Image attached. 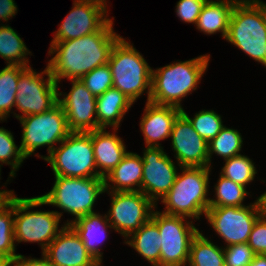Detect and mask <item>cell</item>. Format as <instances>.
<instances>
[{
  "label": "cell",
  "instance_id": "60d3db41",
  "mask_svg": "<svg viewBox=\"0 0 266 266\" xmlns=\"http://www.w3.org/2000/svg\"><path fill=\"white\" fill-rule=\"evenodd\" d=\"M257 199L260 215L266 218V192L261 194Z\"/></svg>",
  "mask_w": 266,
  "mask_h": 266
},
{
  "label": "cell",
  "instance_id": "603a6c76",
  "mask_svg": "<svg viewBox=\"0 0 266 266\" xmlns=\"http://www.w3.org/2000/svg\"><path fill=\"white\" fill-rule=\"evenodd\" d=\"M259 0H207L196 22V29L207 35L220 32L226 38L229 21L236 2H254Z\"/></svg>",
  "mask_w": 266,
  "mask_h": 266
},
{
  "label": "cell",
  "instance_id": "4dcf8cb0",
  "mask_svg": "<svg viewBox=\"0 0 266 266\" xmlns=\"http://www.w3.org/2000/svg\"><path fill=\"white\" fill-rule=\"evenodd\" d=\"M224 161L220 175L244 187L254 181L257 170L248 156L240 154Z\"/></svg>",
  "mask_w": 266,
  "mask_h": 266
},
{
  "label": "cell",
  "instance_id": "d4e9b609",
  "mask_svg": "<svg viewBox=\"0 0 266 266\" xmlns=\"http://www.w3.org/2000/svg\"><path fill=\"white\" fill-rule=\"evenodd\" d=\"M125 240V244L135 249L152 266H160V234L151 219Z\"/></svg>",
  "mask_w": 266,
  "mask_h": 266
},
{
  "label": "cell",
  "instance_id": "d6986e66",
  "mask_svg": "<svg viewBox=\"0 0 266 266\" xmlns=\"http://www.w3.org/2000/svg\"><path fill=\"white\" fill-rule=\"evenodd\" d=\"M181 112L177 107L146 102L140 121L146 146L161 147L159 141L170 138L173 123Z\"/></svg>",
  "mask_w": 266,
  "mask_h": 266
},
{
  "label": "cell",
  "instance_id": "9a60e30c",
  "mask_svg": "<svg viewBox=\"0 0 266 266\" xmlns=\"http://www.w3.org/2000/svg\"><path fill=\"white\" fill-rule=\"evenodd\" d=\"M69 81L72 88L68 94L58 91V103L65 112L68 129L82 133L101 129L97 124L96 97L81 80Z\"/></svg>",
  "mask_w": 266,
  "mask_h": 266
},
{
  "label": "cell",
  "instance_id": "f35d334b",
  "mask_svg": "<svg viewBox=\"0 0 266 266\" xmlns=\"http://www.w3.org/2000/svg\"><path fill=\"white\" fill-rule=\"evenodd\" d=\"M12 266H53L49 259L42 253L41 259L26 257L19 254L15 259L12 260Z\"/></svg>",
  "mask_w": 266,
  "mask_h": 266
},
{
  "label": "cell",
  "instance_id": "ffe728a7",
  "mask_svg": "<svg viewBox=\"0 0 266 266\" xmlns=\"http://www.w3.org/2000/svg\"><path fill=\"white\" fill-rule=\"evenodd\" d=\"M116 131L118 129H113L110 133L106 128H101L87 132L92 139L97 172L102 178L110 173L128 153L126 145L117 136Z\"/></svg>",
  "mask_w": 266,
  "mask_h": 266
},
{
  "label": "cell",
  "instance_id": "74e56055",
  "mask_svg": "<svg viewBox=\"0 0 266 266\" xmlns=\"http://www.w3.org/2000/svg\"><path fill=\"white\" fill-rule=\"evenodd\" d=\"M247 244L255 254L266 255V218L259 216L254 222Z\"/></svg>",
  "mask_w": 266,
  "mask_h": 266
},
{
  "label": "cell",
  "instance_id": "5bb4252c",
  "mask_svg": "<svg viewBox=\"0 0 266 266\" xmlns=\"http://www.w3.org/2000/svg\"><path fill=\"white\" fill-rule=\"evenodd\" d=\"M142 160L141 192L157 205L173 186L179 169L162 146H146Z\"/></svg>",
  "mask_w": 266,
  "mask_h": 266
},
{
  "label": "cell",
  "instance_id": "cb8c5ba5",
  "mask_svg": "<svg viewBox=\"0 0 266 266\" xmlns=\"http://www.w3.org/2000/svg\"><path fill=\"white\" fill-rule=\"evenodd\" d=\"M134 103L119 89L110 88L96 97L97 124L100 128L118 129ZM108 126V127H107Z\"/></svg>",
  "mask_w": 266,
  "mask_h": 266
},
{
  "label": "cell",
  "instance_id": "b9f144b4",
  "mask_svg": "<svg viewBox=\"0 0 266 266\" xmlns=\"http://www.w3.org/2000/svg\"><path fill=\"white\" fill-rule=\"evenodd\" d=\"M249 266H266V255L255 254Z\"/></svg>",
  "mask_w": 266,
  "mask_h": 266
},
{
  "label": "cell",
  "instance_id": "6da1fadb",
  "mask_svg": "<svg viewBox=\"0 0 266 266\" xmlns=\"http://www.w3.org/2000/svg\"><path fill=\"white\" fill-rule=\"evenodd\" d=\"M112 20L97 32L50 43L48 55L52 58L47 66L57 84L63 79L80 80L86 73L108 63L112 47L121 37L113 30Z\"/></svg>",
  "mask_w": 266,
  "mask_h": 266
},
{
  "label": "cell",
  "instance_id": "ba28073f",
  "mask_svg": "<svg viewBox=\"0 0 266 266\" xmlns=\"http://www.w3.org/2000/svg\"><path fill=\"white\" fill-rule=\"evenodd\" d=\"M44 160L54 176L101 177L96 168L92 139L88 133L71 132Z\"/></svg>",
  "mask_w": 266,
  "mask_h": 266
},
{
  "label": "cell",
  "instance_id": "8992f818",
  "mask_svg": "<svg viewBox=\"0 0 266 266\" xmlns=\"http://www.w3.org/2000/svg\"><path fill=\"white\" fill-rule=\"evenodd\" d=\"M46 205L39 197L20 198L14 194V240L15 243H38L42 253L65 226L59 228L63 212L32 211L34 207Z\"/></svg>",
  "mask_w": 266,
  "mask_h": 266
},
{
  "label": "cell",
  "instance_id": "8d00e7d4",
  "mask_svg": "<svg viewBox=\"0 0 266 266\" xmlns=\"http://www.w3.org/2000/svg\"><path fill=\"white\" fill-rule=\"evenodd\" d=\"M207 0H179L176 4V15L185 23L196 25L201 9Z\"/></svg>",
  "mask_w": 266,
  "mask_h": 266
},
{
  "label": "cell",
  "instance_id": "4fadbf2b",
  "mask_svg": "<svg viewBox=\"0 0 266 266\" xmlns=\"http://www.w3.org/2000/svg\"><path fill=\"white\" fill-rule=\"evenodd\" d=\"M111 199V207L107 213L113 230L126 239L147 223L156 205L141 191L107 192Z\"/></svg>",
  "mask_w": 266,
  "mask_h": 266
},
{
  "label": "cell",
  "instance_id": "277c9868",
  "mask_svg": "<svg viewBox=\"0 0 266 266\" xmlns=\"http://www.w3.org/2000/svg\"><path fill=\"white\" fill-rule=\"evenodd\" d=\"M108 65L113 77V88L119 89L133 103L146 91L149 102L153 68L133 44L120 37L112 47Z\"/></svg>",
  "mask_w": 266,
  "mask_h": 266
},
{
  "label": "cell",
  "instance_id": "f546056e",
  "mask_svg": "<svg viewBox=\"0 0 266 266\" xmlns=\"http://www.w3.org/2000/svg\"><path fill=\"white\" fill-rule=\"evenodd\" d=\"M215 188V199L210 198L209 207L236 206L243 207L244 199L250 192L246 191V187L233 182L230 179L219 175Z\"/></svg>",
  "mask_w": 266,
  "mask_h": 266
},
{
  "label": "cell",
  "instance_id": "9c48e42d",
  "mask_svg": "<svg viewBox=\"0 0 266 266\" xmlns=\"http://www.w3.org/2000/svg\"><path fill=\"white\" fill-rule=\"evenodd\" d=\"M18 120L23 129L20 148L26 158L35 154L44 159V156L36 155V149L48 146V156L56 147L54 144H60L71 133L59 103L44 113L19 117Z\"/></svg>",
  "mask_w": 266,
  "mask_h": 266
},
{
  "label": "cell",
  "instance_id": "2e32d148",
  "mask_svg": "<svg viewBox=\"0 0 266 266\" xmlns=\"http://www.w3.org/2000/svg\"><path fill=\"white\" fill-rule=\"evenodd\" d=\"M72 10L54 33L51 43L77 39L99 31L110 18L108 9L90 0H73Z\"/></svg>",
  "mask_w": 266,
  "mask_h": 266
},
{
  "label": "cell",
  "instance_id": "8fae6325",
  "mask_svg": "<svg viewBox=\"0 0 266 266\" xmlns=\"http://www.w3.org/2000/svg\"><path fill=\"white\" fill-rule=\"evenodd\" d=\"M26 67L18 80L15 107L21 114L11 112L15 118L41 114L58 103L59 84L52 77L49 67L38 73ZM47 76V79L44 77Z\"/></svg>",
  "mask_w": 266,
  "mask_h": 266
},
{
  "label": "cell",
  "instance_id": "7402d4cb",
  "mask_svg": "<svg viewBox=\"0 0 266 266\" xmlns=\"http://www.w3.org/2000/svg\"><path fill=\"white\" fill-rule=\"evenodd\" d=\"M69 225L78 234L90 255L101 265L103 252L100 251L102 248L99 246L108 237V228L113 229L107 214L103 216L96 212L89 213L72 221Z\"/></svg>",
  "mask_w": 266,
  "mask_h": 266
},
{
  "label": "cell",
  "instance_id": "d6a6232c",
  "mask_svg": "<svg viewBox=\"0 0 266 266\" xmlns=\"http://www.w3.org/2000/svg\"><path fill=\"white\" fill-rule=\"evenodd\" d=\"M182 113L189 119L194 130L209 143L219 132L225 127L221 116L214 110H201L195 113L194 117L189 115L182 109Z\"/></svg>",
  "mask_w": 266,
  "mask_h": 266
},
{
  "label": "cell",
  "instance_id": "e0dca14e",
  "mask_svg": "<svg viewBox=\"0 0 266 266\" xmlns=\"http://www.w3.org/2000/svg\"><path fill=\"white\" fill-rule=\"evenodd\" d=\"M170 137L179 168L209 167L208 143L194 130L182 112L173 123Z\"/></svg>",
  "mask_w": 266,
  "mask_h": 266
},
{
  "label": "cell",
  "instance_id": "52a82bcc",
  "mask_svg": "<svg viewBox=\"0 0 266 266\" xmlns=\"http://www.w3.org/2000/svg\"><path fill=\"white\" fill-rule=\"evenodd\" d=\"M104 178H76L55 176L54 185L48 193L39 196L47 205H53L75 216L65 225L94 212L99 195L105 193Z\"/></svg>",
  "mask_w": 266,
  "mask_h": 266
},
{
  "label": "cell",
  "instance_id": "7c38bea8",
  "mask_svg": "<svg viewBox=\"0 0 266 266\" xmlns=\"http://www.w3.org/2000/svg\"><path fill=\"white\" fill-rule=\"evenodd\" d=\"M260 216L257 200L243 207H209L205 213L207 222L227 246L247 243L254 222Z\"/></svg>",
  "mask_w": 266,
  "mask_h": 266
},
{
  "label": "cell",
  "instance_id": "7bdbcfd3",
  "mask_svg": "<svg viewBox=\"0 0 266 266\" xmlns=\"http://www.w3.org/2000/svg\"><path fill=\"white\" fill-rule=\"evenodd\" d=\"M13 193V190H0V207L10 198Z\"/></svg>",
  "mask_w": 266,
  "mask_h": 266
},
{
  "label": "cell",
  "instance_id": "f1b7e54d",
  "mask_svg": "<svg viewBox=\"0 0 266 266\" xmlns=\"http://www.w3.org/2000/svg\"><path fill=\"white\" fill-rule=\"evenodd\" d=\"M243 144L241 133L237 129L226 126L208 143L209 167L211 168L212 155L215 153L224 160L240 155Z\"/></svg>",
  "mask_w": 266,
  "mask_h": 266
},
{
  "label": "cell",
  "instance_id": "7a4b0ae2",
  "mask_svg": "<svg viewBox=\"0 0 266 266\" xmlns=\"http://www.w3.org/2000/svg\"><path fill=\"white\" fill-rule=\"evenodd\" d=\"M210 55H200L152 69L151 96L149 101L183 109L182 99L195 91L208 68Z\"/></svg>",
  "mask_w": 266,
  "mask_h": 266
},
{
  "label": "cell",
  "instance_id": "ab89813d",
  "mask_svg": "<svg viewBox=\"0 0 266 266\" xmlns=\"http://www.w3.org/2000/svg\"><path fill=\"white\" fill-rule=\"evenodd\" d=\"M18 7L14 0H0V20L7 22L17 14Z\"/></svg>",
  "mask_w": 266,
  "mask_h": 266
},
{
  "label": "cell",
  "instance_id": "5b68a950",
  "mask_svg": "<svg viewBox=\"0 0 266 266\" xmlns=\"http://www.w3.org/2000/svg\"><path fill=\"white\" fill-rule=\"evenodd\" d=\"M225 39L262 63L266 49V3L261 0L236 2Z\"/></svg>",
  "mask_w": 266,
  "mask_h": 266
},
{
  "label": "cell",
  "instance_id": "f6af8a7d",
  "mask_svg": "<svg viewBox=\"0 0 266 266\" xmlns=\"http://www.w3.org/2000/svg\"><path fill=\"white\" fill-rule=\"evenodd\" d=\"M90 1L98 3L107 9V2H106L107 0H90Z\"/></svg>",
  "mask_w": 266,
  "mask_h": 266
},
{
  "label": "cell",
  "instance_id": "836d02e7",
  "mask_svg": "<svg viewBox=\"0 0 266 266\" xmlns=\"http://www.w3.org/2000/svg\"><path fill=\"white\" fill-rule=\"evenodd\" d=\"M25 159L26 157L22 154L20 146L15 144L11 131L0 127V175L1 166L6 164L11 166L9 178H13Z\"/></svg>",
  "mask_w": 266,
  "mask_h": 266
},
{
  "label": "cell",
  "instance_id": "ee69618b",
  "mask_svg": "<svg viewBox=\"0 0 266 266\" xmlns=\"http://www.w3.org/2000/svg\"><path fill=\"white\" fill-rule=\"evenodd\" d=\"M0 266H12V259L2 252H0Z\"/></svg>",
  "mask_w": 266,
  "mask_h": 266
},
{
  "label": "cell",
  "instance_id": "ac0fdd59",
  "mask_svg": "<svg viewBox=\"0 0 266 266\" xmlns=\"http://www.w3.org/2000/svg\"><path fill=\"white\" fill-rule=\"evenodd\" d=\"M43 254L53 266H99L70 225H65Z\"/></svg>",
  "mask_w": 266,
  "mask_h": 266
},
{
  "label": "cell",
  "instance_id": "bcb514c9",
  "mask_svg": "<svg viewBox=\"0 0 266 266\" xmlns=\"http://www.w3.org/2000/svg\"><path fill=\"white\" fill-rule=\"evenodd\" d=\"M265 48H266V46H265ZM261 65H264V67L266 68V49H265L264 59H263V62L261 63Z\"/></svg>",
  "mask_w": 266,
  "mask_h": 266
},
{
  "label": "cell",
  "instance_id": "30bf717a",
  "mask_svg": "<svg viewBox=\"0 0 266 266\" xmlns=\"http://www.w3.org/2000/svg\"><path fill=\"white\" fill-rule=\"evenodd\" d=\"M187 217L153 211L151 220L160 234V266H186L192 239L199 229Z\"/></svg>",
  "mask_w": 266,
  "mask_h": 266
},
{
  "label": "cell",
  "instance_id": "d590c367",
  "mask_svg": "<svg viewBox=\"0 0 266 266\" xmlns=\"http://www.w3.org/2000/svg\"><path fill=\"white\" fill-rule=\"evenodd\" d=\"M226 266H249L255 253L247 243L233 244L224 247Z\"/></svg>",
  "mask_w": 266,
  "mask_h": 266
},
{
  "label": "cell",
  "instance_id": "e575fe53",
  "mask_svg": "<svg viewBox=\"0 0 266 266\" xmlns=\"http://www.w3.org/2000/svg\"><path fill=\"white\" fill-rule=\"evenodd\" d=\"M80 80L95 97L113 87V77L108 63L86 73Z\"/></svg>",
  "mask_w": 266,
  "mask_h": 266
},
{
  "label": "cell",
  "instance_id": "484cf974",
  "mask_svg": "<svg viewBox=\"0 0 266 266\" xmlns=\"http://www.w3.org/2000/svg\"><path fill=\"white\" fill-rule=\"evenodd\" d=\"M189 266H223L225 265L224 246L219 247L198 232L190 245Z\"/></svg>",
  "mask_w": 266,
  "mask_h": 266
},
{
  "label": "cell",
  "instance_id": "83f0119b",
  "mask_svg": "<svg viewBox=\"0 0 266 266\" xmlns=\"http://www.w3.org/2000/svg\"><path fill=\"white\" fill-rule=\"evenodd\" d=\"M25 66L8 65L0 69V120L10 116L11 109L15 107L16 92L20 73Z\"/></svg>",
  "mask_w": 266,
  "mask_h": 266
},
{
  "label": "cell",
  "instance_id": "44dd1931",
  "mask_svg": "<svg viewBox=\"0 0 266 266\" xmlns=\"http://www.w3.org/2000/svg\"><path fill=\"white\" fill-rule=\"evenodd\" d=\"M142 176V157L128 151L121 162L104 177L105 192L141 191Z\"/></svg>",
  "mask_w": 266,
  "mask_h": 266
},
{
  "label": "cell",
  "instance_id": "1f68e13d",
  "mask_svg": "<svg viewBox=\"0 0 266 266\" xmlns=\"http://www.w3.org/2000/svg\"><path fill=\"white\" fill-rule=\"evenodd\" d=\"M14 240V193L0 207V252L9 256L12 260L16 254Z\"/></svg>",
  "mask_w": 266,
  "mask_h": 266
},
{
  "label": "cell",
  "instance_id": "3957f363",
  "mask_svg": "<svg viewBox=\"0 0 266 266\" xmlns=\"http://www.w3.org/2000/svg\"><path fill=\"white\" fill-rule=\"evenodd\" d=\"M181 174L163 197V213L200 220L209 208L210 167H180Z\"/></svg>",
  "mask_w": 266,
  "mask_h": 266
},
{
  "label": "cell",
  "instance_id": "4316f807",
  "mask_svg": "<svg viewBox=\"0 0 266 266\" xmlns=\"http://www.w3.org/2000/svg\"><path fill=\"white\" fill-rule=\"evenodd\" d=\"M0 25V57L8 65L30 67L28 54H31L18 33L9 25ZM29 65V66H28Z\"/></svg>",
  "mask_w": 266,
  "mask_h": 266
}]
</instances>
